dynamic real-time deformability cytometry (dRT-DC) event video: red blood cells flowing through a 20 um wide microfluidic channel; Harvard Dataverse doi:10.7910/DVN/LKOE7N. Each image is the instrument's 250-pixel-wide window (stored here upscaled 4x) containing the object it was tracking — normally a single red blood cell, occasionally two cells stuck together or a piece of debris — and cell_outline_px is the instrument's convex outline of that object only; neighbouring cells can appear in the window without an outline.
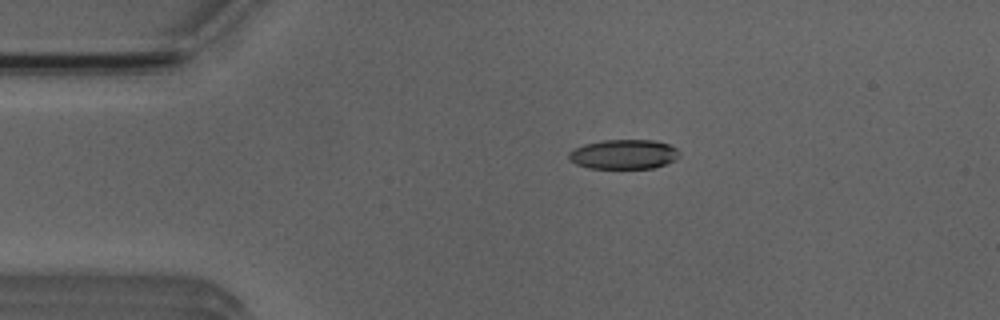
{"species": "Egyptian fruit bat (a non-hibernating species)", "species_latin": "Rousettus aegyptiacus", "temperature_condition": "room temperature", "stored_images_in_passage": 2, "camera_frame_rate_fps": 3000, "um_per_image_px": 0.085, "animal": {"sex": "male"}, "frame": {"image": 1, "passage_image": 1, "time_ms": 0.0, "image_size_px": [1000, 320], "cell_outline_px": [[680, 156], [676, 160], [652, 168], [588, 168], [576, 164], [568, 160], [568, 152], [572, 148], [584, 144], [604, 140], [656, 140], [668, 144], [676, 148], [680, 152]], "centroid_in_image_um": [53.0, 13.11], "position_along_channel_um": 32.0, "area_um2": 19.25}}